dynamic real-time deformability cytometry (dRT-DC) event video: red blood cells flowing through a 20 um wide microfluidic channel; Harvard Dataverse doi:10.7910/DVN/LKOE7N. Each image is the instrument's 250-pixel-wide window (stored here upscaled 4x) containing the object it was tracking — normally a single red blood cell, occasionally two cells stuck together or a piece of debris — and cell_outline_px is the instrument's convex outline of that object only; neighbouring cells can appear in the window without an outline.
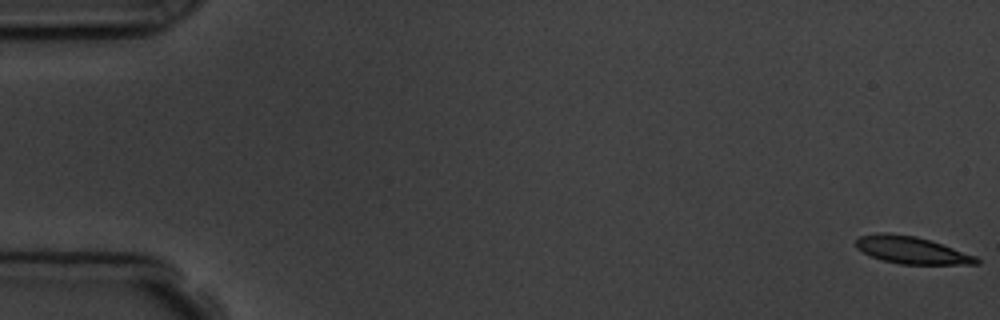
{"species": "common noctule bat (a hibernating species)", "species_latin": "Nyctalus noctula", "temperature_condition": "room temperature", "stored_images_in_passage": 5, "camera_frame_rate_fps": 3000, "um_per_image_px": 0.085, "animal": {"sex": "male", "body_mass_g": 19.5, "forearm_length_mm": 54.6}, "frame": {"image": 1, "passage_image": 1, "time_ms": 0.0, "image_size_px": [1000, 320], "cell_outline_px": [[980, 264], [900, 264], [880, 260], [856, 248], [856, 240], [860, 236], [880, 232], [888, 232], [916, 236], [976, 256], [980, 260]], "centroid_in_image_um": [77.45, 21.26], "position_along_channel_um": 7.5, "area_um2": 18.96}}
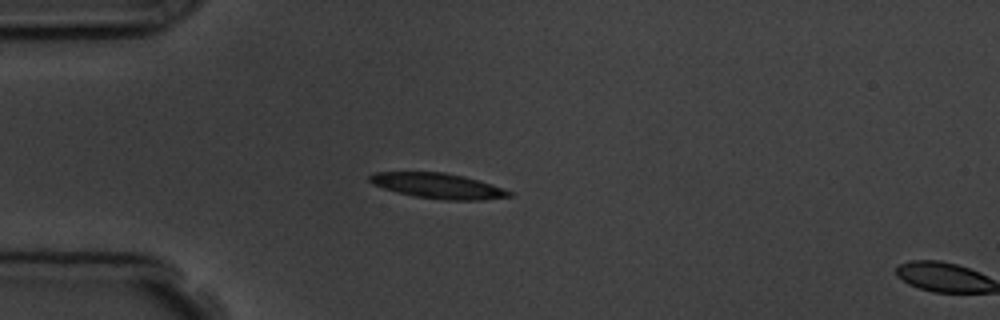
{"frame": {"image": 2, "passage_image": 4, "time_ms": 4.667, "image_size_px": [1000, 320], "cell_outline_px": [[512, 196], [484, 200], [444, 200], [416, 196], [396, 192], [372, 184], [368, 180], [368, 176], [376, 172], [444, 172], [464, 176], [480, 180], [492, 184], [512, 192]], "centroid_in_image_um": [37.24, 15.79], "position_along_channel_um": 47.8, "area_um2": 20.58}}